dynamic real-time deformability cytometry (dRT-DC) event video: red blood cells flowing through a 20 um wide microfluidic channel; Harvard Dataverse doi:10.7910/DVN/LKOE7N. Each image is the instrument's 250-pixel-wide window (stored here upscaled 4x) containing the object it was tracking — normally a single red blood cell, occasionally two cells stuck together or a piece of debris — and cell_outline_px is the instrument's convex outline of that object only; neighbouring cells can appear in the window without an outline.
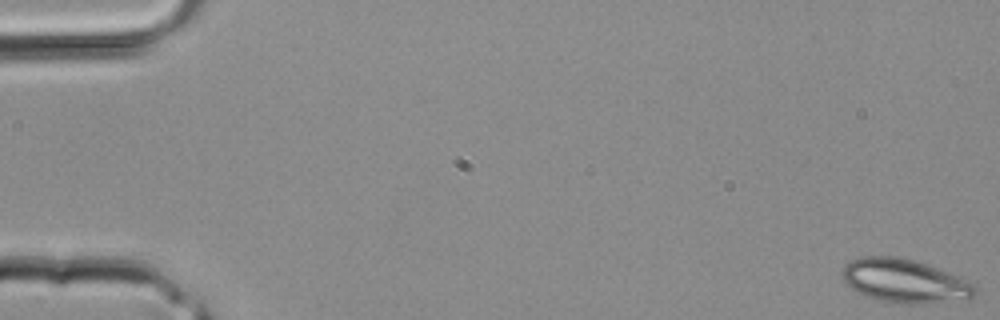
{"species": "common noctule bat (a hibernating species)", "species_latin": "Nyctalus noctula", "temperature_condition": "room temperature", "stored_images_in_passage": 2, "camera_frame_rate_fps": 3000, "um_per_image_px": 0.085, "animal": {"sex": "male", "body_mass_g": 20.4}, "frame": {"image": 1, "passage_image": 1, "time_ms": 0.0, "image_size_px": [1000, 320], "cell_outline_px": [[980, 292], [976, 296], [968, 300], [920, 304], [908, 304], [876, 300], [856, 292], [840, 276], [840, 272], [844, 264], [860, 256], [892, 256], [916, 260], [928, 264], [948, 272], [972, 284]], "centroid_in_image_um": [76.9, 23.89], "position_along_channel_um": 8.1, "area_um2": 34.22}}